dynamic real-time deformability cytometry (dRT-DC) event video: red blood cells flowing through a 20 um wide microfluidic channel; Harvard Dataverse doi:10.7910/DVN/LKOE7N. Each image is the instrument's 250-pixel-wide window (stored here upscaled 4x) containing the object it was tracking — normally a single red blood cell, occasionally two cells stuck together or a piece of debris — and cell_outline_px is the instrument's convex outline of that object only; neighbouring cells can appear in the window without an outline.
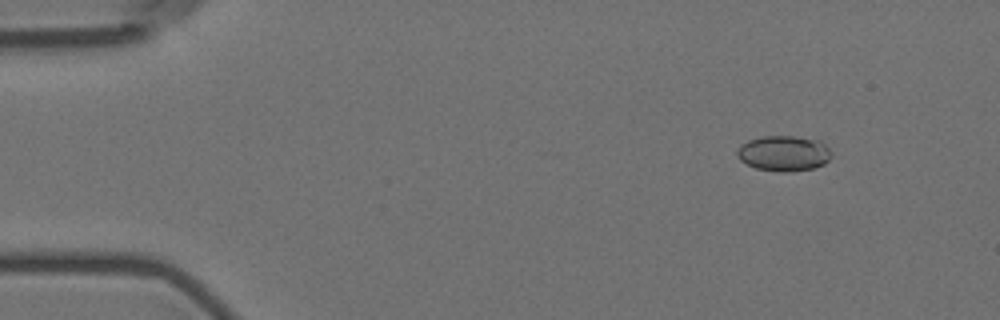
{"species": "Egyptian fruit bat (a non-hibernating species)", "species_latin": "Rousettus aegyptiacus", "temperature_condition": "room temperature", "stored_images_in_passage": 4, "camera_frame_rate_fps": 3000, "um_per_image_px": 0.085, "animal": {"sex": "female"}, "frame": {"image": 1, "passage_image": 1, "time_ms": 0.0, "image_size_px": [1000, 320], "cell_outline_px": [[832, 156], [824, 164], [812, 168], [788, 172], [780, 172], [756, 168], [740, 160], [736, 156], [736, 152], [740, 144], [748, 140], [760, 136], [792, 136], [820, 140], [828, 148]], "centroid_in_image_um": [66.59, 13.03], "position_along_channel_um": 18.4, "area_um2": 19.54}}
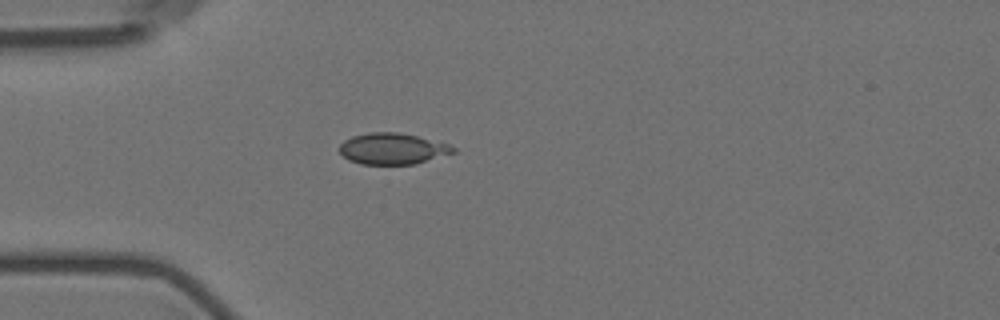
{"frame": {"image": 2, "passage_image": 4, "time_ms": 3.333, "image_size_px": [1000, 320], "cell_outline_px": [[456, 152], [412, 164], [360, 164], [348, 160], [340, 152], [340, 144], [344, 140], [352, 136], [368, 132], [400, 132], [448, 144], [456, 148]], "centroid_in_image_um": [33.33, 12.63], "position_along_channel_um": 51.7, "area_um2": 20.52}}